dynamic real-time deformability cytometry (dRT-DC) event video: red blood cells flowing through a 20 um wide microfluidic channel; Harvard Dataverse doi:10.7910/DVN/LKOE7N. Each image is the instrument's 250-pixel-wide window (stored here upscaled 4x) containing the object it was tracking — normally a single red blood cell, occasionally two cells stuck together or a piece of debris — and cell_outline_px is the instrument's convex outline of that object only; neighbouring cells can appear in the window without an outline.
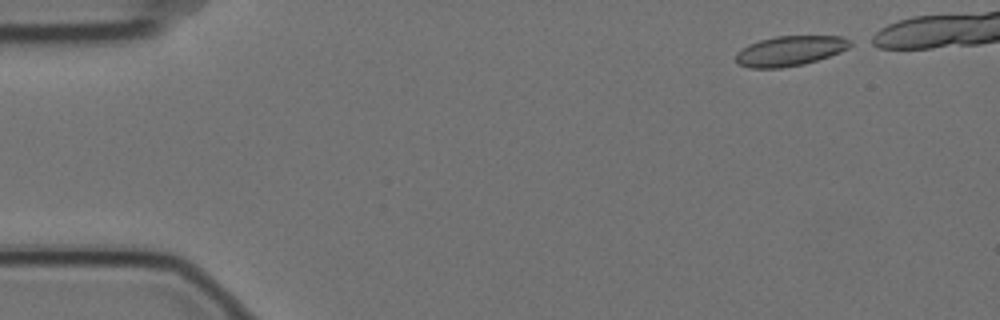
{"species": "Egyptian fruit bat (a non-hibernating species)", "species_latin": "Rousettus aegyptiacus", "temperature_condition": "cold", "stored_images_in_passage": 5, "camera_frame_rate_fps": 3000, "um_per_image_px": 0.085, "animal": {"sex": "female"}, "frame": {"image": 1, "passage_image": 1, "time_ms": 0.0, "image_size_px": [1000, 320], "cell_outline_px": [[856, 44], [840, 52], [804, 64], [780, 68], [748, 68], [736, 64], [736, 52], [740, 48], [748, 44], [760, 40], [776, 36], [840, 36], [852, 40]], "centroid_in_image_um": [67.14, 4.32], "position_along_channel_um": 17.9, "area_um2": 20.23}}